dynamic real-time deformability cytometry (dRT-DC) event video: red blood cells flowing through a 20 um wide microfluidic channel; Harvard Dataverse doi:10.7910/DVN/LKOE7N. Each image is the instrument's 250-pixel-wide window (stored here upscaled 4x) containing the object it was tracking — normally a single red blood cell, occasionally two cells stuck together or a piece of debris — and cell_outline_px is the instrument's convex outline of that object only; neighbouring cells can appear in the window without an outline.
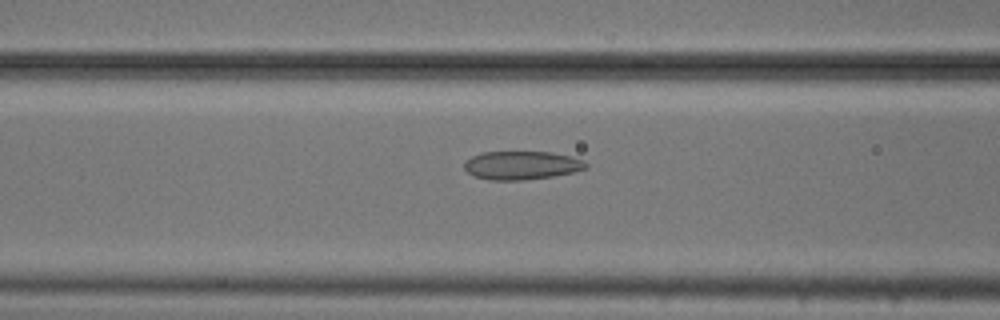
{"species": "common noctule bat (a hibernating species)", "species_latin": "Nyctalus noctula", "temperature_condition": "cold", "stored_images_in_passage": 53, "camera_frame_rate_fps": 3000, "um_per_image_px": 0.085, "animal": {"sex": "male", "body_mass_g": 20.5, "forearm_length_mm": 52.5}, "frame": {"image": 1, "passage_image": 21, "time_ms": 6.667, "image_size_px": [1000, 320], "cell_outline_px": [[588, 168], [572, 172], [552, 176], [524, 180], [488, 180], [472, 176], [464, 168], [464, 160], [480, 152], [552, 152], [584, 160], [588, 164]], "centroid_in_image_um": [44.3, 14.05], "position_along_channel_um": 122.3, "area_um2": 20.29}}
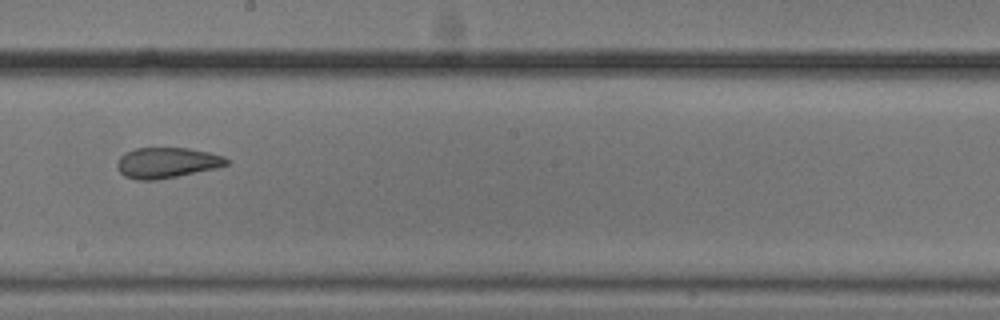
{"frame": {"image": 2, "passage_image": 30, "time_ms": 9.667, "image_size_px": [1000, 320], "cell_outline_px": [[232, 160], [228, 164], [216, 168], [156, 180], [136, 180], [124, 176], [120, 172], [116, 164], [120, 156], [124, 152], [136, 148], [188, 148], [208, 152], [224, 156]], "centroid_in_image_um": [14.18, 13.83], "position_along_channel_um": 234.0, "area_um2": 19.54}}
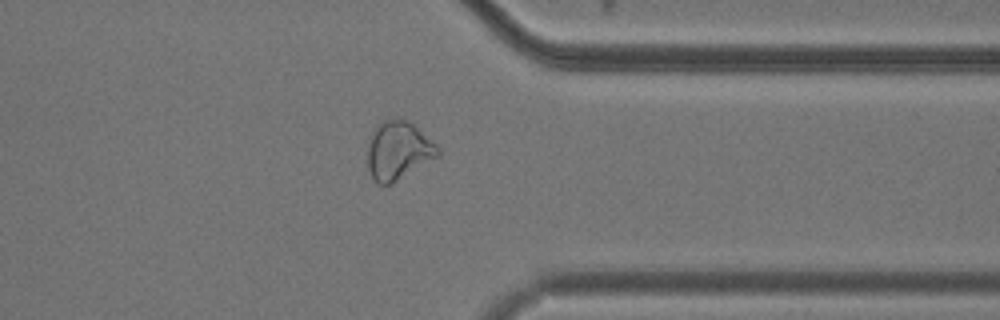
{"frame": {"image": 3, "passage_image": 42, "time_ms": 13.667, "image_size_px": [1000, 320], "cell_outline_px": [[440, 156], [392, 184], [380, 184], [372, 176], [368, 168], [368, 144], [372, 132], [384, 120], [396, 116], [408, 120], [436, 144], [440, 148]], "centroid_in_image_um": [33.88, 12.78], "position_along_channel_um": 377.5, "area_um2": 23.99}}